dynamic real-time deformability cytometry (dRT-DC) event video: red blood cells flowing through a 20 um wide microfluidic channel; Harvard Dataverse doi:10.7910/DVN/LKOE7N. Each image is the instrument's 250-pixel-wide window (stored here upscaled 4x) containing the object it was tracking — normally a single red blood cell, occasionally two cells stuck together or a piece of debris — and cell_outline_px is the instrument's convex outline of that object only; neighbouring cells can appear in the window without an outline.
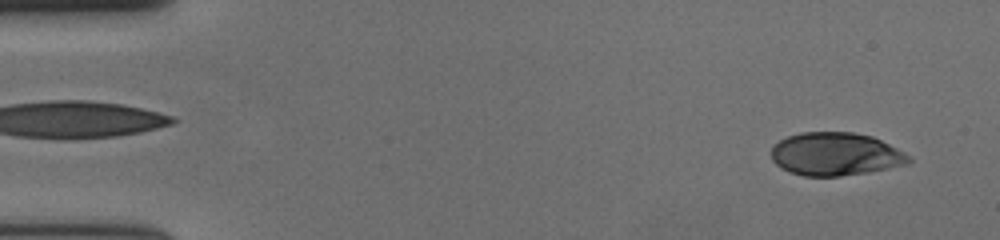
{"species": "human", "species_latin": "Homo sapiens", "temperature_condition": "cold", "stored_images_in_passage": 56, "camera_frame_rate_fps": 3000, "um_per_image_px": 0.085, "donor": {"sex": "female"}, "frame": {"image": 1, "passage_image": 3, "time_ms": 0.667, "image_size_px": [1000, 240], "cell_outline_px": [[912, 160], [908, 164], [868, 172], [840, 176], [804, 176], [788, 172], [780, 168], [772, 160], [772, 144], [788, 136], [800, 132], [852, 132], [872, 136], [904, 152]], "centroid_in_image_um": [70.98, 13.1], "position_along_channel_um": 14.0, "area_um2": 34.56}}
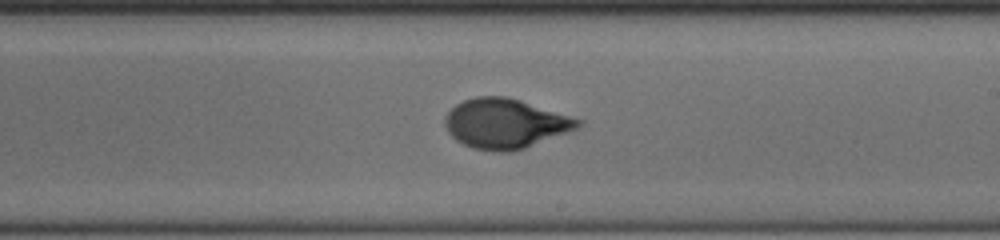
{"frame": {"image": 2, "passage_image": 33, "time_ms": 10.667, "image_size_px": [1000, 240], "cell_outline_px": [[584, 120], [580, 128], [524, 148], [512, 152], [492, 152], [472, 148], [456, 140], [448, 132], [444, 124], [444, 116], [456, 104], [464, 100], [476, 96], [504, 96], [520, 100]], "centroid_in_image_um": [42.95, 10.51], "position_along_channel_um": 246.0, "area_um2": 38.73}}
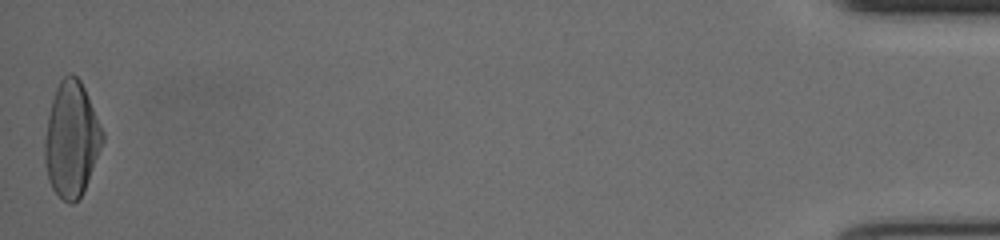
{"frame": {"image": 3, "passage_image": 56, "time_ms": 18.333, "image_size_px": [1000, 240], "cell_outline_px": [[104, 140], [84, 188], [80, 196], [72, 204], [68, 204], [52, 188], [48, 180], [44, 160], [44, 140], [48, 116], [52, 100], [56, 88], [60, 80], [68, 72], [72, 72], [80, 80], [84, 88], [104, 132]], "centroid_in_image_um": [6.06, 11.82], "position_along_channel_um": 429.1, "area_um2": 38.44}, "authors_computed_cell_mechanics": {"area_um2": 37.3388, "velocity_mm_per_s": 3.6489, "shape_relaxation_time_tau1_ms": 4.0613, "shape_relaxation_time_tau2_ms": null, "deformation_change_tau1": 0.1999, "deformation_change_tau2": null}}